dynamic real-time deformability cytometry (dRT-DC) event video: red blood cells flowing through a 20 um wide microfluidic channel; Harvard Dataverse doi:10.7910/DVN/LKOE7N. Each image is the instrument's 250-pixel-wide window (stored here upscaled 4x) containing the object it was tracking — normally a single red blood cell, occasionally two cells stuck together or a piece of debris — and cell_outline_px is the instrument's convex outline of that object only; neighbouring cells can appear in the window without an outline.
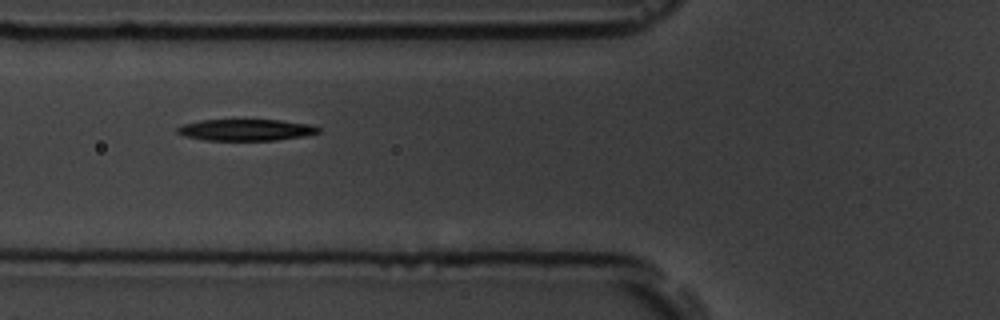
{"species": "common noctule bat (a hibernating species)", "species_latin": "Nyctalus noctula", "temperature_condition": "room temperature", "stored_images_in_passage": 6, "camera_frame_rate_fps": 3000, "um_per_image_px": 0.085, "animal": {"sex": "male", "body_mass_g": 19.5, "forearm_length_mm": 54.6}, "frame": {"image": 1, "passage_image": 4, "time_ms": 3.667, "image_size_px": [1000, 320], "cell_outline_px": [[320, 132], [304, 136], [276, 140], [204, 140], [184, 136], [176, 132], [176, 128], [184, 124], [200, 120], [280, 120], [308, 124], [320, 128]], "centroid_in_image_um": [20.88, 11.04], "position_along_channel_um": 104.9, "area_um2": 17.57}}
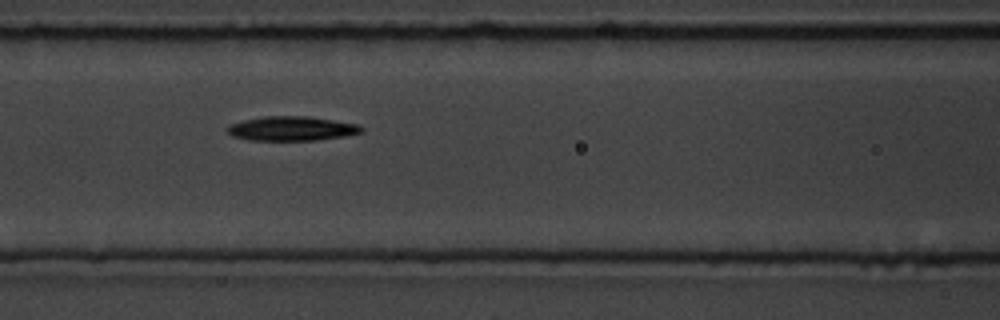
{"frame": {"image": 2, "passage_image": 5, "time_ms": 4.667, "image_size_px": [1000, 320], "cell_outline_px": [[364, 132], [344, 136], [316, 140], [248, 140], [232, 136], [224, 128], [228, 124], [244, 120], [264, 116], [308, 116], [360, 124], [364, 128]], "centroid_in_image_um": [24.79, 10.92], "position_along_channel_um": 141.8, "area_um2": 19.25}}
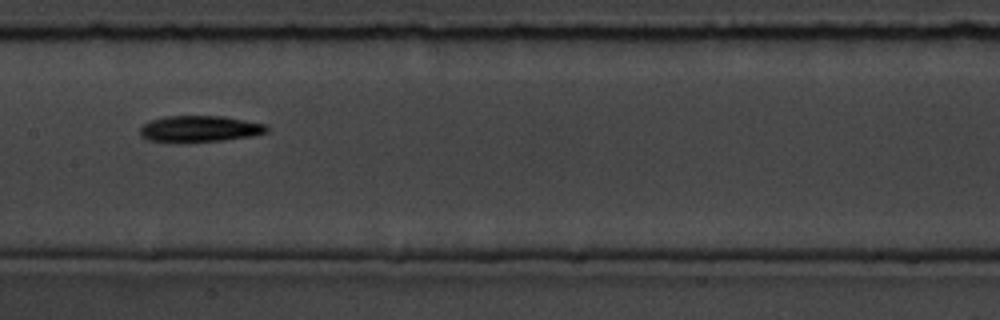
{"frame": {"image": 3, "passage_image": 6, "time_ms": 6.0, "image_size_px": [1000, 320], "cell_outline_px": [[268, 132], [252, 136], [224, 140], [184, 144], [148, 140], [140, 136], [140, 128], [144, 124], [152, 120], [164, 116], [224, 116], [268, 124]], "centroid_in_image_um": [16.98, 10.97], "position_along_channel_um": 190.4, "area_um2": 20.0}}